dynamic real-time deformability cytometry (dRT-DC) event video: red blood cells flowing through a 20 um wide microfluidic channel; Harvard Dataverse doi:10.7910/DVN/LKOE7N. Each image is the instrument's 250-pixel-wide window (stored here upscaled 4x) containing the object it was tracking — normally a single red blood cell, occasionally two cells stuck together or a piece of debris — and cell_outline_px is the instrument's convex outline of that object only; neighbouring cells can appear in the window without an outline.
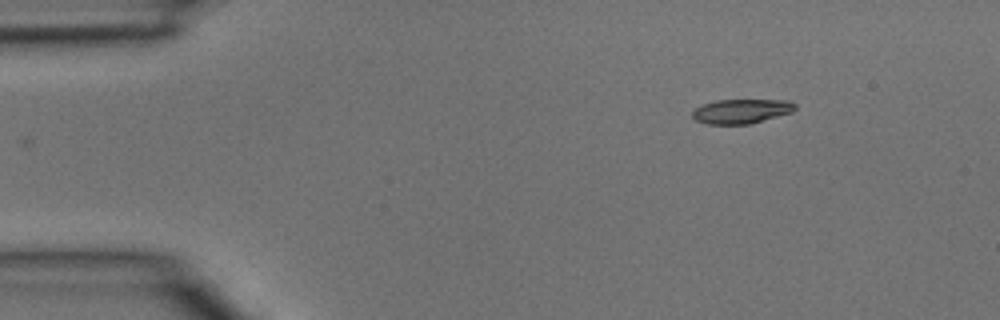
{"species": "common noctule bat (a hibernating species)", "species_latin": "Nyctalus noctula", "temperature_condition": "room temperature", "stored_images_in_passage": 2, "camera_frame_rate_fps": 3000, "um_per_image_px": 0.085, "animal": {"sex": "male", "body_mass_g": 15.6}, "frame": {"image": 1, "passage_image": 2, "time_ms": 0.333, "image_size_px": [1000, 320], "cell_outline_px": [[796, 108], [792, 112], [748, 124], [708, 124], [696, 120], [692, 116], [692, 112], [700, 104], [716, 100], [788, 100], [796, 104]], "centroid_in_image_um": [63.0, 9.44], "position_along_channel_um": 22.0, "area_um2": 14.57}}